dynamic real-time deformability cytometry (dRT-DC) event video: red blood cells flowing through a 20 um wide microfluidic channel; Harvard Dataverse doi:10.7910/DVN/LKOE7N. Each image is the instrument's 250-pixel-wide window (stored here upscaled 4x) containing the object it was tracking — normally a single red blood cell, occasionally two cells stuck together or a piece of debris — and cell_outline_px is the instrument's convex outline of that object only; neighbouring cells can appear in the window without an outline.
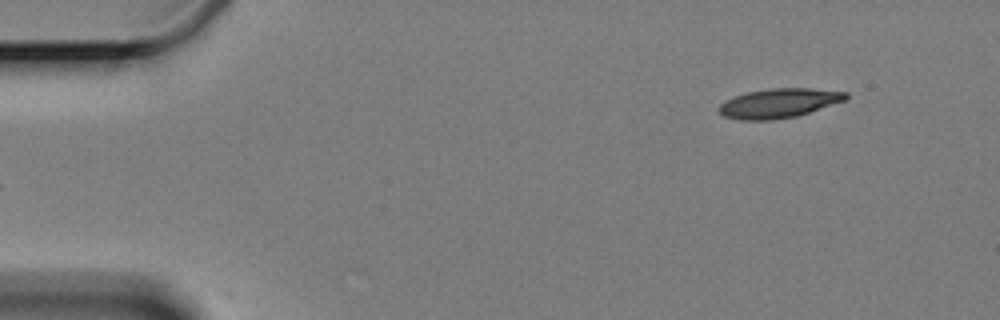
{"species": "Egyptian fruit bat (a non-hibernating species)", "species_latin": "Rousettus aegyptiacus", "temperature_condition": "cold", "stored_images_in_passage": 6, "segment_of_instrument_passage": [2, 2], "camera_frame_rate_fps": 3000, "um_per_image_px": 0.085, "animal": {"sex": "female"}, "frame": {"image": 1, "passage_image": 6, "time_ms": 6.0, "image_size_px": [1000, 320], "cell_outline_px": [[848, 96], [844, 100], [796, 116], [772, 120], [740, 120], [724, 116], [716, 108], [724, 100], [748, 92], [768, 88], [808, 88], [848, 92]], "centroid_in_image_um": [66.15, 8.77], "position_along_channel_um": 18.8, "area_um2": 21.5}}